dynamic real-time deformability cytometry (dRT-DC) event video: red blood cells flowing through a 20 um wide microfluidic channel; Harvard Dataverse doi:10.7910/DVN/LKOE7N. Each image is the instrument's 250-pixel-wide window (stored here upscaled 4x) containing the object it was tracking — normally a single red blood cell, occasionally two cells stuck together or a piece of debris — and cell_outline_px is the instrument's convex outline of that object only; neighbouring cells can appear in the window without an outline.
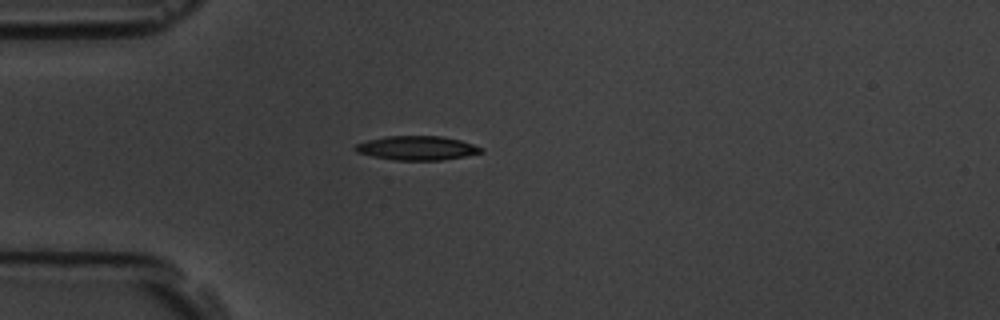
{"species": "common noctule bat (a hibernating species)", "species_latin": "Nyctalus noctula", "temperature_condition": "room temperature", "stored_images_in_passage": 41, "camera_frame_rate_fps": 3000, "um_per_image_px": 0.085, "animal": {"sex": "male", "body_mass_g": 19.5, "forearm_length_mm": 54.6}, "frame": {"image": 1, "passage_image": 1, "time_ms": 0.0, "image_size_px": [1000, 320], "cell_outline_px": [[484, 152], [464, 156], [440, 160], [392, 160], [372, 156], [356, 152], [352, 148], [356, 144], [368, 140], [388, 136], [440, 136], [460, 140], [484, 148]], "centroid_in_image_um": [35.42, 12.58], "position_along_channel_um": 49.6, "area_um2": 17.63}}
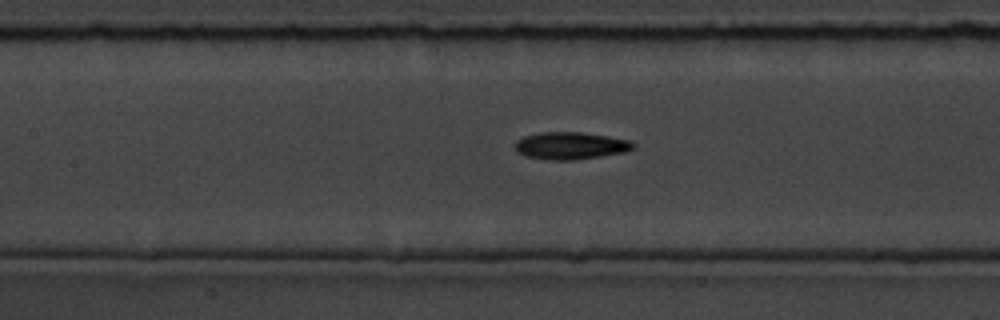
{"frame": {"image": 2, "passage_image": 11, "time_ms": 3.333, "image_size_px": [1000, 320], "cell_outline_px": [[636, 144], [632, 148], [624, 152], [600, 156], [572, 160], [548, 160], [528, 156], [516, 152], [516, 140], [524, 136], [544, 132], [580, 132], [608, 136], [632, 140]], "centroid_in_image_um": [48.51, 12.38], "position_along_channel_um": 158.9, "area_um2": 18.67}}
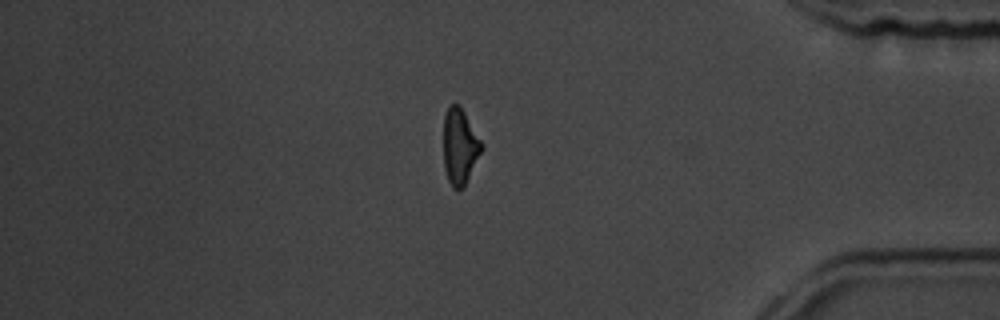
{"frame": {"image": 3, "passage_image": 33, "time_ms": 10.667, "image_size_px": [1000, 320], "cell_outline_px": [[484, 148], [464, 188], [452, 188], [448, 180], [444, 168], [444, 116], [448, 108], [452, 104], [460, 104], [484, 144]], "centroid_in_image_um": [39.11, 12.46], "position_along_channel_um": 396.1, "area_um2": 17.11}, "authors_computed_cell_mechanics": {"area_um2": 17.8602, "velocity_mm_per_s": 3.6575, "shape_relaxation_time_tau1_ms": 2.7197, "shape_relaxation_time_tau2_ms": 3.9914, "deformation_change_tau1": 0.1657, "deformation_change_tau2": 0.1276}}